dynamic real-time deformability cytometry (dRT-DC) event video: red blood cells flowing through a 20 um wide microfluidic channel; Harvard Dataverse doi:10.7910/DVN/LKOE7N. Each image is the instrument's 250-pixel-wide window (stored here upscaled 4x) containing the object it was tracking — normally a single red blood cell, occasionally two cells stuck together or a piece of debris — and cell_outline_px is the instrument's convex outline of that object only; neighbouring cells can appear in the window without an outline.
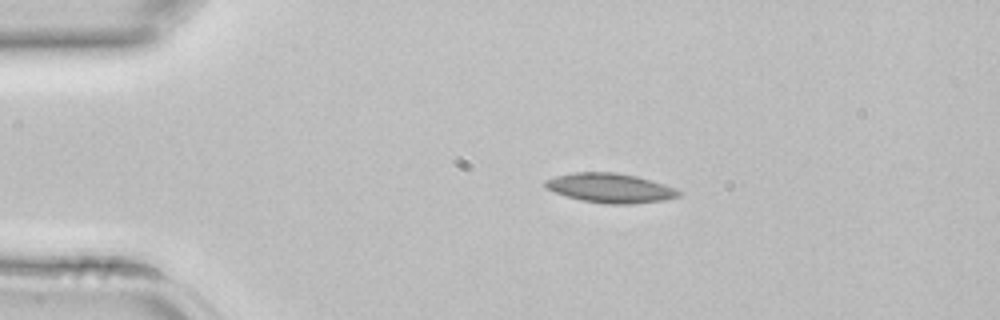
{"species": "common noctule bat (a hibernating species)", "species_latin": "Nyctalus noctula", "temperature_condition": "room temperature", "stored_images_in_passage": 2, "camera_frame_rate_fps": 3000, "um_per_image_px": 0.085, "animal": {"sex": "female", "body_mass_g": 22.7, "forearm_length_mm": 54.2}, "frame": {"image": 1, "passage_image": 1, "time_ms": 0.0, "image_size_px": [1000, 320], "cell_outline_px": [[680, 196], [664, 200], [632, 204], [608, 204], [580, 200], [556, 192], [548, 188], [544, 184], [544, 180], [556, 176], [576, 172], [616, 172], [636, 176], [664, 184], [680, 192]], "centroid_in_image_um": [51.87, 15.98], "position_along_channel_um": 33.1, "area_um2": 22.6}}